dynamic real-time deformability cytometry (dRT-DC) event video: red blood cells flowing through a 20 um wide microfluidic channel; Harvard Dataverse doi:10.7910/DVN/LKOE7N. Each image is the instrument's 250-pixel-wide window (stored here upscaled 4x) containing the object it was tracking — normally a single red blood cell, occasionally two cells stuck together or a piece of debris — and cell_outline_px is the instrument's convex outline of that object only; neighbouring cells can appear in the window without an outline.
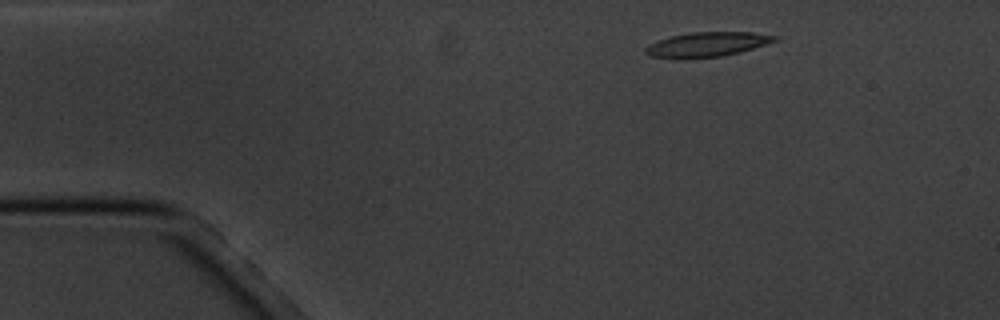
{"species": "common noctule bat (a hibernating species)", "species_latin": "Nyctalus noctula", "temperature_condition": "cold", "stored_images_in_passage": 4, "camera_frame_rate_fps": 3000, "um_per_image_px": 0.085, "animal": {"sex": "male", "body_mass_g": 20.1, "forearm_length_mm": 53.5}, "frame": {"image": 1, "passage_image": 1, "time_ms": 0.0, "image_size_px": [1000, 320], "cell_outline_px": [[780, 36], [776, 40], [740, 52], [720, 56], [676, 60], [648, 56], [644, 52], [644, 48], [648, 44], [656, 40], [672, 36], [692, 32], [752, 32]], "centroid_in_image_um": [59.99, 3.79], "position_along_channel_um": 25.0, "area_um2": 18.79}}
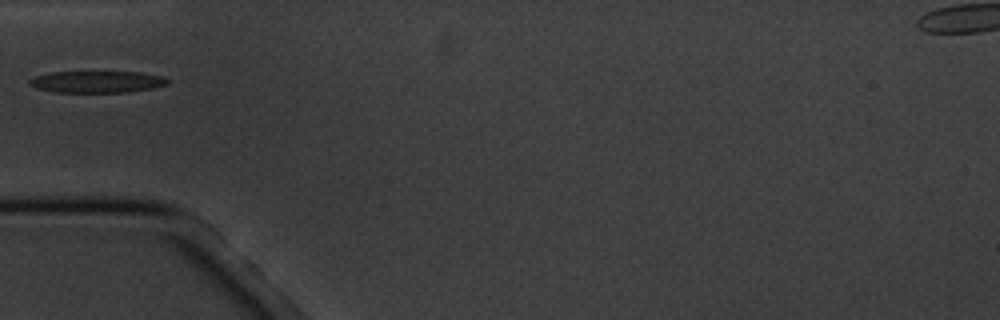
{"frame": {"image": 2, "passage_image": 4, "time_ms": 3.333, "image_size_px": [1000, 320], "cell_outline_px": [[172, 80], [168, 84], [152, 88], [128, 92], [56, 92], [36, 88], [28, 84], [28, 80], [36, 76], [52, 72], [140, 72], [164, 76]], "centroid_in_image_um": [8.29, 6.95], "position_along_channel_um": 76.7, "area_um2": 17.57}}